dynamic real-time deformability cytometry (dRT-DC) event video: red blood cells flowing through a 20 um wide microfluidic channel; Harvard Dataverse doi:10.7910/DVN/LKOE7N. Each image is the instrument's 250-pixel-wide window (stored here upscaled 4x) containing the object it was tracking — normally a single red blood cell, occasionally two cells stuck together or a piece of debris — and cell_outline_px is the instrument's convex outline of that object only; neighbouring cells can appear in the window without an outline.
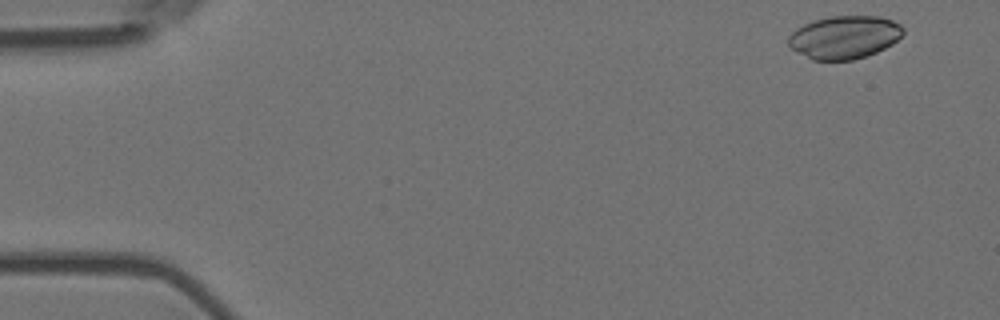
{"species": "Egyptian fruit bat (a non-hibernating species)", "species_latin": "Rousettus aegyptiacus", "temperature_condition": "room temperature", "stored_images_in_passage": 4, "camera_frame_rate_fps": 3000, "um_per_image_px": 0.085, "animal": {"sex": "female"}, "frame": {"image": 1, "passage_image": 1, "time_ms": 0.0, "image_size_px": [1000, 320], "cell_outline_px": [[904, 32], [892, 44], [876, 52], [852, 60], [812, 60], [792, 48], [788, 44], [788, 36], [796, 28], [812, 20], [832, 16], [876, 16], [892, 20], [900, 24], [904, 28]], "centroid_in_image_um": [71.76, 3.15], "position_along_channel_um": 13.2, "area_um2": 28.61}}
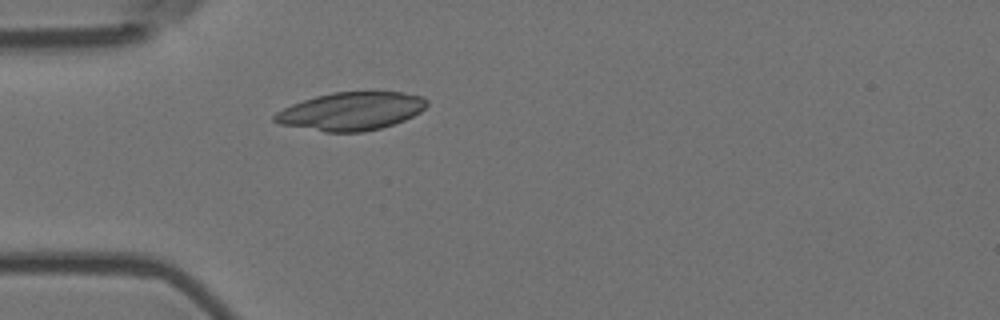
{"frame": {"image": 2, "passage_image": 4, "time_ms": 1.0, "image_size_px": [1000, 320], "cell_outline_px": [[428, 104], [420, 112], [404, 120], [380, 128], [364, 132], [324, 132], [280, 124], [272, 120], [272, 116], [276, 112], [292, 104], [316, 96], [332, 92], [400, 92], [420, 96], [428, 100]], "centroid_in_image_um": [29.82, 9.46], "position_along_channel_um": 55.2, "area_um2": 33.64}}